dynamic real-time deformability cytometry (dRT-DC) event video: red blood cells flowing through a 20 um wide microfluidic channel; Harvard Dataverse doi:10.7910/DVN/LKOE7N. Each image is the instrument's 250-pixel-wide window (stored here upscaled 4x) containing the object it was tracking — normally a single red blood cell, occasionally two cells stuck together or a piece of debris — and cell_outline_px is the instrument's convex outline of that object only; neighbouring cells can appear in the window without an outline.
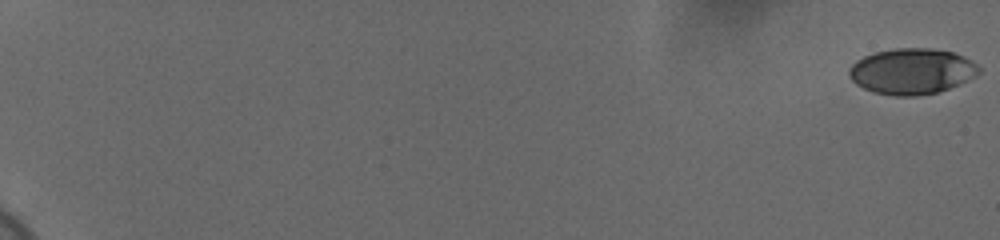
{"species": "human", "species_latin": "Homo sapiens", "temperature_condition": "cold", "stored_images_in_passage": 60, "camera_frame_rate_fps": 3000, "um_per_image_px": 0.085, "donor": {"sex": "female"}, "frame": {"image": 1, "passage_image": 1, "time_ms": 0.0, "image_size_px": [1000, 240], "cell_outline_px": [[980, 72], [976, 76], [960, 84], [936, 92], [916, 96], [896, 96], [872, 92], [856, 84], [848, 76], [848, 68], [856, 60], [864, 56], [876, 52], [896, 48], [932, 48], [952, 52], [964, 56], [976, 64], [980, 68]], "centroid_in_image_um": [77.49, 6.06], "position_along_channel_um": 7.5, "area_um2": 34.74}}
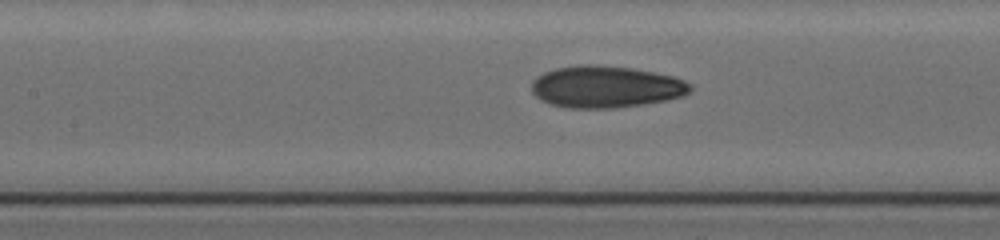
{"frame": {"image": 2, "passage_image": 32, "time_ms": 10.333, "image_size_px": [1000, 240], "cell_outline_px": [[692, 88], [684, 96], [668, 100], [644, 104], [612, 108], [568, 108], [552, 104], [540, 100], [532, 92], [532, 80], [536, 76], [544, 72], [556, 68], [580, 64], [592, 64], [632, 68], [672, 76], [684, 80], [692, 84]], "centroid_in_image_um": [51.49, 7.38], "position_along_channel_um": 155.9, "area_um2": 38.84}}
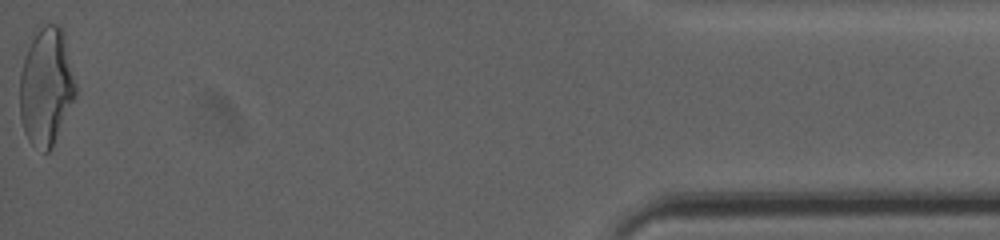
{"frame": {"image": 3, "passage_image": 60, "time_ms": 19.667, "image_size_px": [1000, 240], "cell_outline_px": [[76, 96], [52, 148], [48, 152], [44, 152], [32, 144], [28, 140], [24, 132], [20, 116], [20, 72], [36, 24], [60, 24], [64, 32], [76, 84]], "centroid_in_image_um": [3.93, 7.32], "position_along_channel_um": 431.3, "area_um2": 38.78}, "authors_computed_cell_mechanics": {"area_um2": 36.2406, "velocity_mm_per_s": 3.6987, "shape_relaxation_time_tau1_ms": 5.096, "shape_relaxation_time_tau2_ms": 1.8768, "deformation_change_tau1": 0.1868, "deformation_change_tau2": 0.0743}}